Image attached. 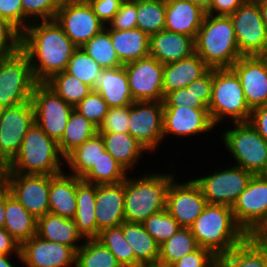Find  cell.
Masks as SVG:
<instances>
[{
	"label": "cell",
	"mask_w": 267,
	"mask_h": 267,
	"mask_svg": "<svg viewBox=\"0 0 267 267\" xmlns=\"http://www.w3.org/2000/svg\"><path fill=\"white\" fill-rule=\"evenodd\" d=\"M105 150L129 173L147 151L130 133H99Z\"/></svg>",
	"instance_id": "obj_33"
},
{
	"label": "cell",
	"mask_w": 267,
	"mask_h": 267,
	"mask_svg": "<svg viewBox=\"0 0 267 267\" xmlns=\"http://www.w3.org/2000/svg\"><path fill=\"white\" fill-rule=\"evenodd\" d=\"M37 235L45 240L67 245L75 252L85 240L79 234L74 218H66L52 213H47L37 219Z\"/></svg>",
	"instance_id": "obj_26"
},
{
	"label": "cell",
	"mask_w": 267,
	"mask_h": 267,
	"mask_svg": "<svg viewBox=\"0 0 267 267\" xmlns=\"http://www.w3.org/2000/svg\"><path fill=\"white\" fill-rule=\"evenodd\" d=\"M93 91L102 96L109 108L130 106L134 102L124 65L103 69L93 82Z\"/></svg>",
	"instance_id": "obj_24"
},
{
	"label": "cell",
	"mask_w": 267,
	"mask_h": 267,
	"mask_svg": "<svg viewBox=\"0 0 267 267\" xmlns=\"http://www.w3.org/2000/svg\"><path fill=\"white\" fill-rule=\"evenodd\" d=\"M163 101H134L129 106V133L154 152L163 142Z\"/></svg>",
	"instance_id": "obj_15"
},
{
	"label": "cell",
	"mask_w": 267,
	"mask_h": 267,
	"mask_svg": "<svg viewBox=\"0 0 267 267\" xmlns=\"http://www.w3.org/2000/svg\"><path fill=\"white\" fill-rule=\"evenodd\" d=\"M142 224L159 245L170 239L181 228L167 209L150 215Z\"/></svg>",
	"instance_id": "obj_46"
},
{
	"label": "cell",
	"mask_w": 267,
	"mask_h": 267,
	"mask_svg": "<svg viewBox=\"0 0 267 267\" xmlns=\"http://www.w3.org/2000/svg\"><path fill=\"white\" fill-rule=\"evenodd\" d=\"M231 208L237 224L254 236L267 222V174L253 175Z\"/></svg>",
	"instance_id": "obj_11"
},
{
	"label": "cell",
	"mask_w": 267,
	"mask_h": 267,
	"mask_svg": "<svg viewBox=\"0 0 267 267\" xmlns=\"http://www.w3.org/2000/svg\"><path fill=\"white\" fill-rule=\"evenodd\" d=\"M216 267H267V248L248 236L230 252L217 256Z\"/></svg>",
	"instance_id": "obj_31"
},
{
	"label": "cell",
	"mask_w": 267,
	"mask_h": 267,
	"mask_svg": "<svg viewBox=\"0 0 267 267\" xmlns=\"http://www.w3.org/2000/svg\"><path fill=\"white\" fill-rule=\"evenodd\" d=\"M62 160L65 164L58 142L34 122L24 136L19 152L0 173L57 175L64 170Z\"/></svg>",
	"instance_id": "obj_4"
},
{
	"label": "cell",
	"mask_w": 267,
	"mask_h": 267,
	"mask_svg": "<svg viewBox=\"0 0 267 267\" xmlns=\"http://www.w3.org/2000/svg\"><path fill=\"white\" fill-rule=\"evenodd\" d=\"M81 48L103 69L123 66L116 55L109 35V29L106 26Z\"/></svg>",
	"instance_id": "obj_42"
},
{
	"label": "cell",
	"mask_w": 267,
	"mask_h": 267,
	"mask_svg": "<svg viewBox=\"0 0 267 267\" xmlns=\"http://www.w3.org/2000/svg\"><path fill=\"white\" fill-rule=\"evenodd\" d=\"M194 44L195 53L210 69L231 68L242 57L230 16L206 13Z\"/></svg>",
	"instance_id": "obj_3"
},
{
	"label": "cell",
	"mask_w": 267,
	"mask_h": 267,
	"mask_svg": "<svg viewBox=\"0 0 267 267\" xmlns=\"http://www.w3.org/2000/svg\"><path fill=\"white\" fill-rule=\"evenodd\" d=\"M96 184L88 183L77 177L75 222L77 230L84 239H97L95 217Z\"/></svg>",
	"instance_id": "obj_29"
},
{
	"label": "cell",
	"mask_w": 267,
	"mask_h": 267,
	"mask_svg": "<svg viewBox=\"0 0 267 267\" xmlns=\"http://www.w3.org/2000/svg\"><path fill=\"white\" fill-rule=\"evenodd\" d=\"M10 192L8 184L0 176V228L4 227L5 222V202L6 195Z\"/></svg>",
	"instance_id": "obj_59"
},
{
	"label": "cell",
	"mask_w": 267,
	"mask_h": 267,
	"mask_svg": "<svg viewBox=\"0 0 267 267\" xmlns=\"http://www.w3.org/2000/svg\"><path fill=\"white\" fill-rule=\"evenodd\" d=\"M258 2L261 15H262V21L265 25V28L267 30V0H256Z\"/></svg>",
	"instance_id": "obj_61"
},
{
	"label": "cell",
	"mask_w": 267,
	"mask_h": 267,
	"mask_svg": "<svg viewBox=\"0 0 267 267\" xmlns=\"http://www.w3.org/2000/svg\"><path fill=\"white\" fill-rule=\"evenodd\" d=\"M55 20L78 48L106 26L93 12L87 0H63Z\"/></svg>",
	"instance_id": "obj_12"
},
{
	"label": "cell",
	"mask_w": 267,
	"mask_h": 267,
	"mask_svg": "<svg viewBox=\"0 0 267 267\" xmlns=\"http://www.w3.org/2000/svg\"><path fill=\"white\" fill-rule=\"evenodd\" d=\"M198 248L190 228L181 227L170 239L159 245V261L173 264Z\"/></svg>",
	"instance_id": "obj_39"
},
{
	"label": "cell",
	"mask_w": 267,
	"mask_h": 267,
	"mask_svg": "<svg viewBox=\"0 0 267 267\" xmlns=\"http://www.w3.org/2000/svg\"><path fill=\"white\" fill-rule=\"evenodd\" d=\"M77 176L61 172L50 181L48 195L49 213L74 218L77 211L76 203Z\"/></svg>",
	"instance_id": "obj_28"
},
{
	"label": "cell",
	"mask_w": 267,
	"mask_h": 267,
	"mask_svg": "<svg viewBox=\"0 0 267 267\" xmlns=\"http://www.w3.org/2000/svg\"><path fill=\"white\" fill-rule=\"evenodd\" d=\"M206 12L189 0L166 2L165 29L195 39Z\"/></svg>",
	"instance_id": "obj_25"
},
{
	"label": "cell",
	"mask_w": 267,
	"mask_h": 267,
	"mask_svg": "<svg viewBox=\"0 0 267 267\" xmlns=\"http://www.w3.org/2000/svg\"><path fill=\"white\" fill-rule=\"evenodd\" d=\"M0 17L7 19L23 32V7L21 0H0Z\"/></svg>",
	"instance_id": "obj_53"
},
{
	"label": "cell",
	"mask_w": 267,
	"mask_h": 267,
	"mask_svg": "<svg viewBox=\"0 0 267 267\" xmlns=\"http://www.w3.org/2000/svg\"><path fill=\"white\" fill-rule=\"evenodd\" d=\"M0 254H13L16 255L19 261H22L20 244L4 228H0Z\"/></svg>",
	"instance_id": "obj_58"
},
{
	"label": "cell",
	"mask_w": 267,
	"mask_h": 267,
	"mask_svg": "<svg viewBox=\"0 0 267 267\" xmlns=\"http://www.w3.org/2000/svg\"><path fill=\"white\" fill-rule=\"evenodd\" d=\"M21 49V32L7 19L0 17V58L17 53Z\"/></svg>",
	"instance_id": "obj_48"
},
{
	"label": "cell",
	"mask_w": 267,
	"mask_h": 267,
	"mask_svg": "<svg viewBox=\"0 0 267 267\" xmlns=\"http://www.w3.org/2000/svg\"><path fill=\"white\" fill-rule=\"evenodd\" d=\"M163 106H189L192 108H207L197 97H195L191 87H184L167 93L163 99Z\"/></svg>",
	"instance_id": "obj_51"
},
{
	"label": "cell",
	"mask_w": 267,
	"mask_h": 267,
	"mask_svg": "<svg viewBox=\"0 0 267 267\" xmlns=\"http://www.w3.org/2000/svg\"><path fill=\"white\" fill-rule=\"evenodd\" d=\"M45 84L73 107L92 91L90 86L65 71L55 74Z\"/></svg>",
	"instance_id": "obj_38"
},
{
	"label": "cell",
	"mask_w": 267,
	"mask_h": 267,
	"mask_svg": "<svg viewBox=\"0 0 267 267\" xmlns=\"http://www.w3.org/2000/svg\"><path fill=\"white\" fill-rule=\"evenodd\" d=\"M125 240L135 254V266L159 261V244L145 230L142 223L124 221L121 225Z\"/></svg>",
	"instance_id": "obj_34"
},
{
	"label": "cell",
	"mask_w": 267,
	"mask_h": 267,
	"mask_svg": "<svg viewBox=\"0 0 267 267\" xmlns=\"http://www.w3.org/2000/svg\"><path fill=\"white\" fill-rule=\"evenodd\" d=\"M173 173L144 174L124 180V217L127 222L143 223L150 215L166 209L167 191Z\"/></svg>",
	"instance_id": "obj_5"
},
{
	"label": "cell",
	"mask_w": 267,
	"mask_h": 267,
	"mask_svg": "<svg viewBox=\"0 0 267 267\" xmlns=\"http://www.w3.org/2000/svg\"><path fill=\"white\" fill-rule=\"evenodd\" d=\"M208 110L216 127L227 116L232 123L249 121L252 111L247 105L240 80L231 68L213 69Z\"/></svg>",
	"instance_id": "obj_6"
},
{
	"label": "cell",
	"mask_w": 267,
	"mask_h": 267,
	"mask_svg": "<svg viewBox=\"0 0 267 267\" xmlns=\"http://www.w3.org/2000/svg\"><path fill=\"white\" fill-rule=\"evenodd\" d=\"M31 102L34 107L35 123L50 138L59 142L65 132V127L74 107L57 95L45 83H37L35 85Z\"/></svg>",
	"instance_id": "obj_9"
},
{
	"label": "cell",
	"mask_w": 267,
	"mask_h": 267,
	"mask_svg": "<svg viewBox=\"0 0 267 267\" xmlns=\"http://www.w3.org/2000/svg\"><path fill=\"white\" fill-rule=\"evenodd\" d=\"M63 0H21L23 31L35 21L55 20Z\"/></svg>",
	"instance_id": "obj_45"
},
{
	"label": "cell",
	"mask_w": 267,
	"mask_h": 267,
	"mask_svg": "<svg viewBox=\"0 0 267 267\" xmlns=\"http://www.w3.org/2000/svg\"><path fill=\"white\" fill-rule=\"evenodd\" d=\"M102 70L103 68L82 48H78L70 58L65 72L77 77L93 91V82Z\"/></svg>",
	"instance_id": "obj_44"
},
{
	"label": "cell",
	"mask_w": 267,
	"mask_h": 267,
	"mask_svg": "<svg viewBox=\"0 0 267 267\" xmlns=\"http://www.w3.org/2000/svg\"><path fill=\"white\" fill-rule=\"evenodd\" d=\"M258 56L267 66V47Z\"/></svg>",
	"instance_id": "obj_65"
},
{
	"label": "cell",
	"mask_w": 267,
	"mask_h": 267,
	"mask_svg": "<svg viewBox=\"0 0 267 267\" xmlns=\"http://www.w3.org/2000/svg\"><path fill=\"white\" fill-rule=\"evenodd\" d=\"M36 84L29 58L21 49L0 58V109L31 101Z\"/></svg>",
	"instance_id": "obj_8"
},
{
	"label": "cell",
	"mask_w": 267,
	"mask_h": 267,
	"mask_svg": "<svg viewBox=\"0 0 267 267\" xmlns=\"http://www.w3.org/2000/svg\"><path fill=\"white\" fill-rule=\"evenodd\" d=\"M35 122L31 101L0 109V170L19 152L22 140Z\"/></svg>",
	"instance_id": "obj_10"
},
{
	"label": "cell",
	"mask_w": 267,
	"mask_h": 267,
	"mask_svg": "<svg viewBox=\"0 0 267 267\" xmlns=\"http://www.w3.org/2000/svg\"><path fill=\"white\" fill-rule=\"evenodd\" d=\"M242 56H258L267 47V30L256 0H246L229 15Z\"/></svg>",
	"instance_id": "obj_14"
},
{
	"label": "cell",
	"mask_w": 267,
	"mask_h": 267,
	"mask_svg": "<svg viewBox=\"0 0 267 267\" xmlns=\"http://www.w3.org/2000/svg\"><path fill=\"white\" fill-rule=\"evenodd\" d=\"M98 133V127L77 110L71 112L65 132L58 142L61 153L66 157L76 147Z\"/></svg>",
	"instance_id": "obj_36"
},
{
	"label": "cell",
	"mask_w": 267,
	"mask_h": 267,
	"mask_svg": "<svg viewBox=\"0 0 267 267\" xmlns=\"http://www.w3.org/2000/svg\"><path fill=\"white\" fill-rule=\"evenodd\" d=\"M112 45L119 61L124 65L149 55L150 37L142 30L109 29Z\"/></svg>",
	"instance_id": "obj_32"
},
{
	"label": "cell",
	"mask_w": 267,
	"mask_h": 267,
	"mask_svg": "<svg viewBox=\"0 0 267 267\" xmlns=\"http://www.w3.org/2000/svg\"><path fill=\"white\" fill-rule=\"evenodd\" d=\"M117 259L122 267H135V254L125 240L121 226L103 229L97 238Z\"/></svg>",
	"instance_id": "obj_43"
},
{
	"label": "cell",
	"mask_w": 267,
	"mask_h": 267,
	"mask_svg": "<svg viewBox=\"0 0 267 267\" xmlns=\"http://www.w3.org/2000/svg\"><path fill=\"white\" fill-rule=\"evenodd\" d=\"M105 151L104 141L99 133L76 147L65 157V163L72 172L70 174L82 177L96 164Z\"/></svg>",
	"instance_id": "obj_35"
},
{
	"label": "cell",
	"mask_w": 267,
	"mask_h": 267,
	"mask_svg": "<svg viewBox=\"0 0 267 267\" xmlns=\"http://www.w3.org/2000/svg\"><path fill=\"white\" fill-rule=\"evenodd\" d=\"M193 4H196L203 11L207 12L210 9L212 0H189Z\"/></svg>",
	"instance_id": "obj_62"
},
{
	"label": "cell",
	"mask_w": 267,
	"mask_h": 267,
	"mask_svg": "<svg viewBox=\"0 0 267 267\" xmlns=\"http://www.w3.org/2000/svg\"><path fill=\"white\" fill-rule=\"evenodd\" d=\"M20 245L37 234L35 218L10 192L6 195L3 227Z\"/></svg>",
	"instance_id": "obj_30"
},
{
	"label": "cell",
	"mask_w": 267,
	"mask_h": 267,
	"mask_svg": "<svg viewBox=\"0 0 267 267\" xmlns=\"http://www.w3.org/2000/svg\"><path fill=\"white\" fill-rule=\"evenodd\" d=\"M166 2L137 0V28L149 37L165 29Z\"/></svg>",
	"instance_id": "obj_41"
},
{
	"label": "cell",
	"mask_w": 267,
	"mask_h": 267,
	"mask_svg": "<svg viewBox=\"0 0 267 267\" xmlns=\"http://www.w3.org/2000/svg\"><path fill=\"white\" fill-rule=\"evenodd\" d=\"M20 254L26 267H75L76 252L71 247L37 234L20 245Z\"/></svg>",
	"instance_id": "obj_19"
},
{
	"label": "cell",
	"mask_w": 267,
	"mask_h": 267,
	"mask_svg": "<svg viewBox=\"0 0 267 267\" xmlns=\"http://www.w3.org/2000/svg\"><path fill=\"white\" fill-rule=\"evenodd\" d=\"M77 49L56 20L32 22L21 33V50L29 58L37 83L65 71Z\"/></svg>",
	"instance_id": "obj_1"
},
{
	"label": "cell",
	"mask_w": 267,
	"mask_h": 267,
	"mask_svg": "<svg viewBox=\"0 0 267 267\" xmlns=\"http://www.w3.org/2000/svg\"><path fill=\"white\" fill-rule=\"evenodd\" d=\"M134 101H163V64L148 55L124 64Z\"/></svg>",
	"instance_id": "obj_17"
},
{
	"label": "cell",
	"mask_w": 267,
	"mask_h": 267,
	"mask_svg": "<svg viewBox=\"0 0 267 267\" xmlns=\"http://www.w3.org/2000/svg\"><path fill=\"white\" fill-rule=\"evenodd\" d=\"M234 124V125H233ZM223 132L222 141L240 166L253 175L267 174V141L249 122L232 123Z\"/></svg>",
	"instance_id": "obj_7"
},
{
	"label": "cell",
	"mask_w": 267,
	"mask_h": 267,
	"mask_svg": "<svg viewBox=\"0 0 267 267\" xmlns=\"http://www.w3.org/2000/svg\"><path fill=\"white\" fill-rule=\"evenodd\" d=\"M97 17L108 25L124 0H87Z\"/></svg>",
	"instance_id": "obj_54"
},
{
	"label": "cell",
	"mask_w": 267,
	"mask_h": 267,
	"mask_svg": "<svg viewBox=\"0 0 267 267\" xmlns=\"http://www.w3.org/2000/svg\"><path fill=\"white\" fill-rule=\"evenodd\" d=\"M213 83V69H209L202 77L190 83L187 87L191 90L207 108L211 100V91Z\"/></svg>",
	"instance_id": "obj_55"
},
{
	"label": "cell",
	"mask_w": 267,
	"mask_h": 267,
	"mask_svg": "<svg viewBox=\"0 0 267 267\" xmlns=\"http://www.w3.org/2000/svg\"><path fill=\"white\" fill-rule=\"evenodd\" d=\"M75 267H122L97 239H85L76 251Z\"/></svg>",
	"instance_id": "obj_40"
},
{
	"label": "cell",
	"mask_w": 267,
	"mask_h": 267,
	"mask_svg": "<svg viewBox=\"0 0 267 267\" xmlns=\"http://www.w3.org/2000/svg\"><path fill=\"white\" fill-rule=\"evenodd\" d=\"M74 109L99 128L109 106L99 93L91 91Z\"/></svg>",
	"instance_id": "obj_47"
},
{
	"label": "cell",
	"mask_w": 267,
	"mask_h": 267,
	"mask_svg": "<svg viewBox=\"0 0 267 267\" xmlns=\"http://www.w3.org/2000/svg\"><path fill=\"white\" fill-rule=\"evenodd\" d=\"M127 174L128 171L105 150L81 179L96 185L117 184L123 182Z\"/></svg>",
	"instance_id": "obj_37"
},
{
	"label": "cell",
	"mask_w": 267,
	"mask_h": 267,
	"mask_svg": "<svg viewBox=\"0 0 267 267\" xmlns=\"http://www.w3.org/2000/svg\"><path fill=\"white\" fill-rule=\"evenodd\" d=\"M11 255H1L0 254V267H15L14 263H11Z\"/></svg>",
	"instance_id": "obj_63"
},
{
	"label": "cell",
	"mask_w": 267,
	"mask_h": 267,
	"mask_svg": "<svg viewBox=\"0 0 267 267\" xmlns=\"http://www.w3.org/2000/svg\"><path fill=\"white\" fill-rule=\"evenodd\" d=\"M129 106L109 108L98 133H129Z\"/></svg>",
	"instance_id": "obj_49"
},
{
	"label": "cell",
	"mask_w": 267,
	"mask_h": 267,
	"mask_svg": "<svg viewBox=\"0 0 267 267\" xmlns=\"http://www.w3.org/2000/svg\"><path fill=\"white\" fill-rule=\"evenodd\" d=\"M189 228L199 247L209 249L216 257L248 237L237 224L232 208L225 205L207 204Z\"/></svg>",
	"instance_id": "obj_2"
},
{
	"label": "cell",
	"mask_w": 267,
	"mask_h": 267,
	"mask_svg": "<svg viewBox=\"0 0 267 267\" xmlns=\"http://www.w3.org/2000/svg\"><path fill=\"white\" fill-rule=\"evenodd\" d=\"M10 193L35 217L49 213L50 181L54 175L0 173Z\"/></svg>",
	"instance_id": "obj_16"
},
{
	"label": "cell",
	"mask_w": 267,
	"mask_h": 267,
	"mask_svg": "<svg viewBox=\"0 0 267 267\" xmlns=\"http://www.w3.org/2000/svg\"><path fill=\"white\" fill-rule=\"evenodd\" d=\"M145 267H173L172 264L163 263L161 261H155L151 264L145 265Z\"/></svg>",
	"instance_id": "obj_64"
},
{
	"label": "cell",
	"mask_w": 267,
	"mask_h": 267,
	"mask_svg": "<svg viewBox=\"0 0 267 267\" xmlns=\"http://www.w3.org/2000/svg\"><path fill=\"white\" fill-rule=\"evenodd\" d=\"M159 1H164V2H168V1H171V0H159Z\"/></svg>",
	"instance_id": "obj_66"
},
{
	"label": "cell",
	"mask_w": 267,
	"mask_h": 267,
	"mask_svg": "<svg viewBox=\"0 0 267 267\" xmlns=\"http://www.w3.org/2000/svg\"><path fill=\"white\" fill-rule=\"evenodd\" d=\"M216 127L210 117L208 108L189 106L164 107L163 140L166 136L191 137L205 134Z\"/></svg>",
	"instance_id": "obj_20"
},
{
	"label": "cell",
	"mask_w": 267,
	"mask_h": 267,
	"mask_svg": "<svg viewBox=\"0 0 267 267\" xmlns=\"http://www.w3.org/2000/svg\"><path fill=\"white\" fill-rule=\"evenodd\" d=\"M248 122L267 141V104L252 110Z\"/></svg>",
	"instance_id": "obj_57"
},
{
	"label": "cell",
	"mask_w": 267,
	"mask_h": 267,
	"mask_svg": "<svg viewBox=\"0 0 267 267\" xmlns=\"http://www.w3.org/2000/svg\"><path fill=\"white\" fill-rule=\"evenodd\" d=\"M254 237L267 248V222L256 232Z\"/></svg>",
	"instance_id": "obj_60"
},
{
	"label": "cell",
	"mask_w": 267,
	"mask_h": 267,
	"mask_svg": "<svg viewBox=\"0 0 267 267\" xmlns=\"http://www.w3.org/2000/svg\"><path fill=\"white\" fill-rule=\"evenodd\" d=\"M207 204L200 187L193 179L184 183L175 182V177L171 180L166 209L181 227L189 228Z\"/></svg>",
	"instance_id": "obj_18"
},
{
	"label": "cell",
	"mask_w": 267,
	"mask_h": 267,
	"mask_svg": "<svg viewBox=\"0 0 267 267\" xmlns=\"http://www.w3.org/2000/svg\"><path fill=\"white\" fill-rule=\"evenodd\" d=\"M135 267H145V265H139V266H135Z\"/></svg>",
	"instance_id": "obj_67"
},
{
	"label": "cell",
	"mask_w": 267,
	"mask_h": 267,
	"mask_svg": "<svg viewBox=\"0 0 267 267\" xmlns=\"http://www.w3.org/2000/svg\"><path fill=\"white\" fill-rule=\"evenodd\" d=\"M245 1L246 0H212L210 9L206 13L210 15L229 16Z\"/></svg>",
	"instance_id": "obj_56"
},
{
	"label": "cell",
	"mask_w": 267,
	"mask_h": 267,
	"mask_svg": "<svg viewBox=\"0 0 267 267\" xmlns=\"http://www.w3.org/2000/svg\"><path fill=\"white\" fill-rule=\"evenodd\" d=\"M231 69L240 80L251 111L267 104V66L259 56H242Z\"/></svg>",
	"instance_id": "obj_21"
},
{
	"label": "cell",
	"mask_w": 267,
	"mask_h": 267,
	"mask_svg": "<svg viewBox=\"0 0 267 267\" xmlns=\"http://www.w3.org/2000/svg\"><path fill=\"white\" fill-rule=\"evenodd\" d=\"M216 258L209 249L199 247L172 265L173 267H216Z\"/></svg>",
	"instance_id": "obj_52"
},
{
	"label": "cell",
	"mask_w": 267,
	"mask_h": 267,
	"mask_svg": "<svg viewBox=\"0 0 267 267\" xmlns=\"http://www.w3.org/2000/svg\"><path fill=\"white\" fill-rule=\"evenodd\" d=\"M252 176L251 172L234 165L193 180L200 187L208 204L232 207Z\"/></svg>",
	"instance_id": "obj_13"
},
{
	"label": "cell",
	"mask_w": 267,
	"mask_h": 267,
	"mask_svg": "<svg viewBox=\"0 0 267 267\" xmlns=\"http://www.w3.org/2000/svg\"><path fill=\"white\" fill-rule=\"evenodd\" d=\"M137 0H124L120 9L106 27L114 30L137 28Z\"/></svg>",
	"instance_id": "obj_50"
},
{
	"label": "cell",
	"mask_w": 267,
	"mask_h": 267,
	"mask_svg": "<svg viewBox=\"0 0 267 267\" xmlns=\"http://www.w3.org/2000/svg\"><path fill=\"white\" fill-rule=\"evenodd\" d=\"M95 217L97 234L106 228L120 226L124 221V181L96 185Z\"/></svg>",
	"instance_id": "obj_22"
},
{
	"label": "cell",
	"mask_w": 267,
	"mask_h": 267,
	"mask_svg": "<svg viewBox=\"0 0 267 267\" xmlns=\"http://www.w3.org/2000/svg\"><path fill=\"white\" fill-rule=\"evenodd\" d=\"M210 68L196 54L182 60L163 65L164 96L174 90L187 87L202 77Z\"/></svg>",
	"instance_id": "obj_27"
},
{
	"label": "cell",
	"mask_w": 267,
	"mask_h": 267,
	"mask_svg": "<svg viewBox=\"0 0 267 267\" xmlns=\"http://www.w3.org/2000/svg\"><path fill=\"white\" fill-rule=\"evenodd\" d=\"M195 53L194 38L166 29L150 36L149 55L160 63L168 64Z\"/></svg>",
	"instance_id": "obj_23"
}]
</instances>
